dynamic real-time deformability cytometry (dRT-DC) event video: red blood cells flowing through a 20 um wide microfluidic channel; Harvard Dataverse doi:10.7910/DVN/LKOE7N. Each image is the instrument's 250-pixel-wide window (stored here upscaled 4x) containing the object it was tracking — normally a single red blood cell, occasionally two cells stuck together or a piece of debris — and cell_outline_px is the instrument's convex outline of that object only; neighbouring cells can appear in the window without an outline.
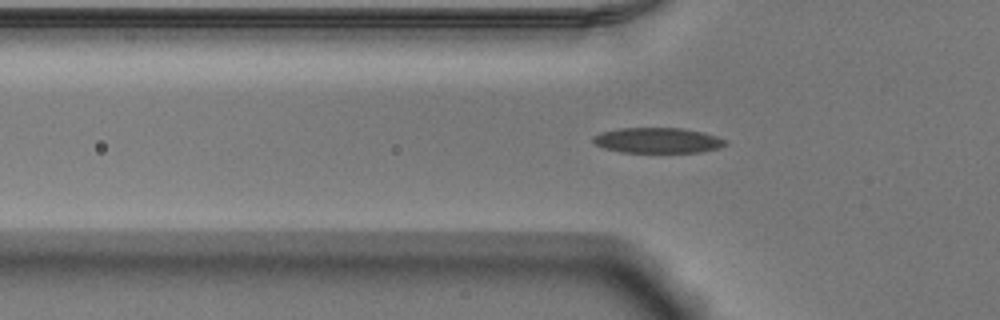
{"species": "Egyptian fruit bat (a non-hibernating species)", "species_latin": "Rousettus aegyptiacus", "temperature_condition": "warm", "stored_images_in_passage": 39, "camera_frame_rate_fps": 3000, "um_per_image_px": 0.085, "animal": {"sex": "male"}, "frame": {"image": 1, "passage_image": 3, "time_ms": 0.667, "image_size_px": [1000, 320], "cell_outline_px": [[728, 144], [720, 148], [700, 152], [620, 152], [604, 148], [596, 144], [592, 140], [592, 136], [600, 132], [620, 128], [684, 128], [704, 132], [716, 136], [724, 140]], "centroid_in_image_um": [55.9, 11.93], "position_along_channel_um": 69.9, "area_um2": 19.65}}
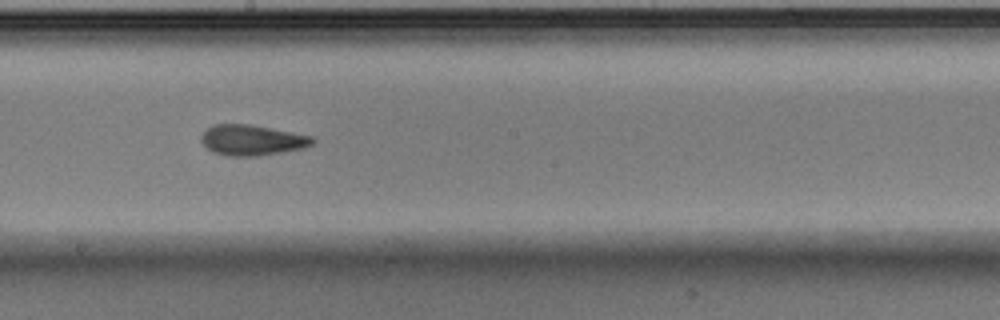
{"frame": {"image": 2, "passage_image": 15, "time_ms": 4.667, "image_size_px": [1000, 320], "cell_outline_px": [[316, 140], [312, 144], [304, 148], [256, 156], [224, 156], [212, 152], [200, 140], [200, 136], [212, 124], [248, 124], [312, 136]], "centroid_in_image_um": [21.39, 11.91], "position_along_channel_um": 226.8, "area_um2": 19.71}}
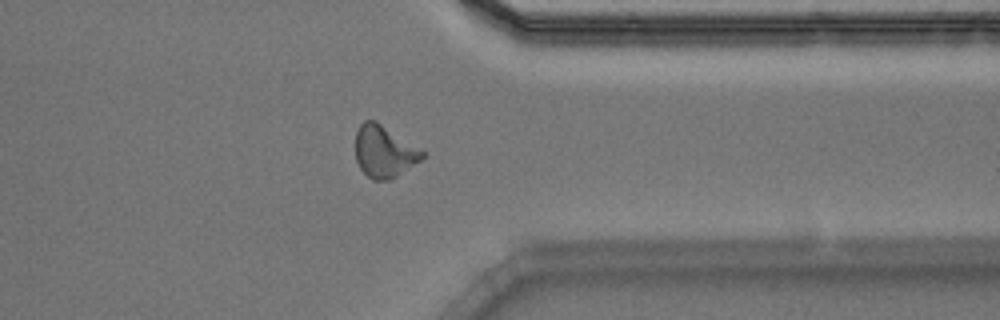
{"frame": {"image": 3, "passage_image": 27, "time_ms": 8.667, "image_size_px": [1000, 320], "cell_outline_px": [[424, 156], [420, 160], [396, 176], [388, 180], [372, 180], [360, 168], [356, 160], [356, 132], [360, 124], [364, 120], [376, 120], [424, 152]], "centroid_in_image_um": [32.61, 12.87], "position_along_channel_um": 378.8, "area_um2": 19.83}, "authors_computed_cell_mechanics": {"area_um2": 19.4786, "velocity_mm_per_s": 3.9058, "shape_relaxation_time_tau1_ms": 5.483, "shape_relaxation_time_tau2_ms": 2.7482, "deformation_change_tau1": 0.1675, "deformation_change_tau2": 0.0962}}